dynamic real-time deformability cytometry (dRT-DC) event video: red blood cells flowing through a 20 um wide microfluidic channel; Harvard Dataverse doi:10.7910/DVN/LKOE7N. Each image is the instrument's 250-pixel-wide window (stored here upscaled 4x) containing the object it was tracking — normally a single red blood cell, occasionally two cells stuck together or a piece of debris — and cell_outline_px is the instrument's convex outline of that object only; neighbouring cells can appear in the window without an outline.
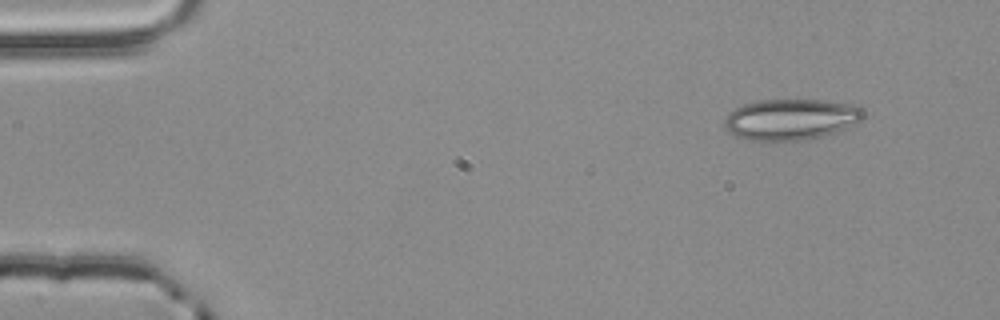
{"species": "common noctule bat (a hibernating species)", "species_latin": "Nyctalus noctula", "temperature_condition": "room temperature", "stored_images_in_passage": 5, "camera_frame_rate_fps": 3000, "um_per_image_px": 0.085, "animal": {"sex": "male", "body_mass_g": 20.4}, "frame": {"image": 1, "passage_image": 1, "time_ms": 0.0, "image_size_px": [1000, 320], "cell_outline_px": [[864, 116], [860, 120], [836, 132], [824, 136], [804, 140], [748, 140], [736, 136], [728, 132], [724, 128], [724, 120], [728, 112], [744, 104], [756, 100], [824, 100], [852, 104], [860, 108], [864, 112]], "centroid_in_image_um": [67.18, 10.14], "position_along_channel_um": 17.8, "area_um2": 33.18}}
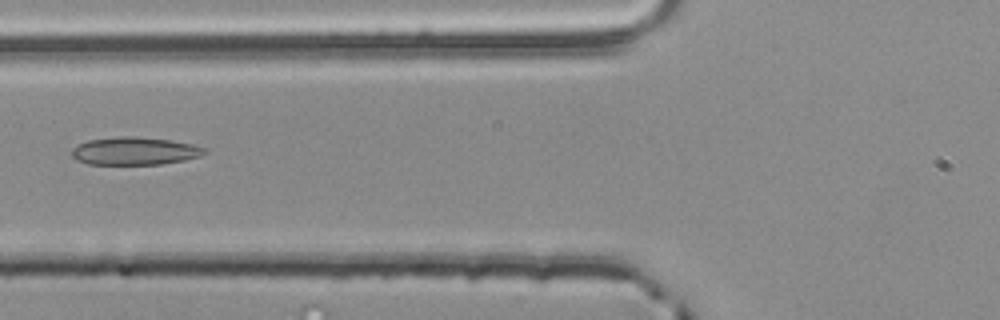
{"frame": {"image": 2, "passage_image": 5, "time_ms": 1.333, "image_size_px": [1000, 320], "cell_outline_px": [[208, 152], [200, 156], [184, 160], [160, 164], [88, 164], [76, 160], [72, 156], [72, 148], [76, 144], [88, 140], [120, 136], [132, 136], [172, 140], [192, 144], [208, 148]], "centroid_in_image_um": [11.45, 12.83], "position_along_channel_um": 114.3, "area_um2": 21.68}}